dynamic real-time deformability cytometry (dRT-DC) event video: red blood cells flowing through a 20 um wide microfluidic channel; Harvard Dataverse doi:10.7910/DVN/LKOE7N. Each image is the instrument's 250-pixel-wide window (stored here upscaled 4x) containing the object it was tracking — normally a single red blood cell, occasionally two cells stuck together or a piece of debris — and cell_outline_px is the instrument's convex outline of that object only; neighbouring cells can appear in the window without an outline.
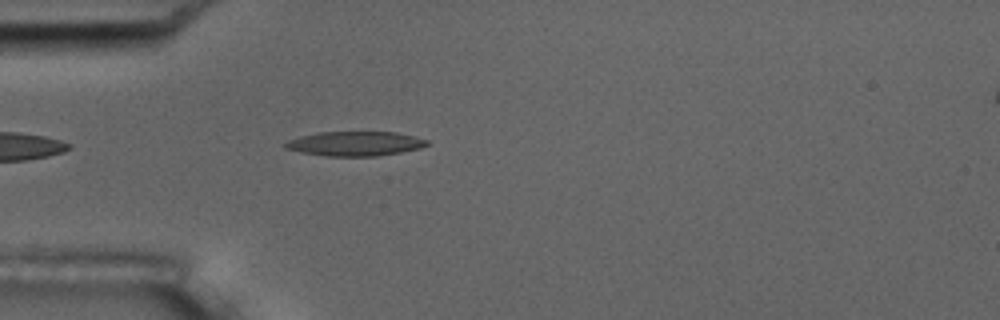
{"species": "common noctule bat (a hibernating species)", "species_latin": "Nyctalus noctula", "temperature_condition": "room temperature", "stored_images_in_passage": 1, "camera_frame_rate_fps": 3000, "um_per_image_px": 0.085, "animal": {"sex": "male", "body_mass_g": 17.5, "forearm_length_mm": 52.3}, "frame": {"image": 1, "passage_image": 1, "time_ms": 0.0, "image_size_px": [1000, 320], "cell_outline_px": [[428, 144], [420, 148], [400, 152], [376, 156], [324, 156], [300, 152], [284, 148], [284, 144], [288, 140], [300, 136], [316, 132], [396, 132], [416, 136], [428, 140]], "centroid_in_image_um": [30.16, 12.2], "position_along_channel_um": 54.8, "area_um2": 20.29}}